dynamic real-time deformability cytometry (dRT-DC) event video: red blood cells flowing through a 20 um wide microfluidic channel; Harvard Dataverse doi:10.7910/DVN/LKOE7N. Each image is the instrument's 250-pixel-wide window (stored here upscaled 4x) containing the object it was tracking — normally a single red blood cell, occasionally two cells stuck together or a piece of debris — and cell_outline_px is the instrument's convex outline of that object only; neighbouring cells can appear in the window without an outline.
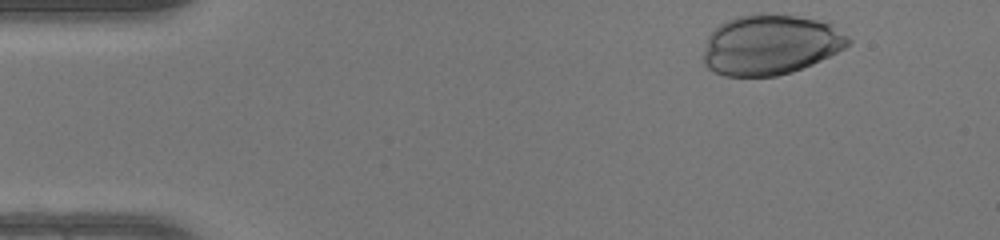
{"species": "human", "species_latin": "Homo sapiens", "temperature_condition": "warm", "stored_images_in_passage": 36, "camera_frame_rate_fps": 3000, "um_per_image_px": 0.085, "donor": {"sex": "female"}, "frame": {"image": 1, "passage_image": 1, "time_ms": 0.0, "image_size_px": [1000, 240], "cell_outline_px": [[852, 40], [844, 48], [812, 64], [792, 72], [776, 76], [724, 76], [708, 68], [704, 64], [704, 52], [708, 36], [720, 24], [736, 16], [756, 12], [768, 12], [796, 16], [816, 20], [828, 24], [848, 36]], "centroid_in_image_um": [65.45, 3.79], "position_along_channel_um": 19.6, "area_um2": 50.63}}
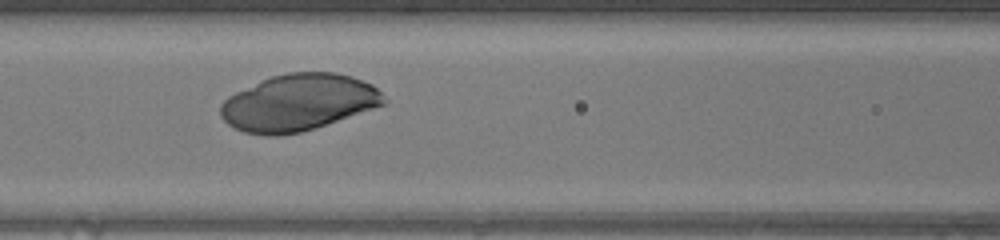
{"frame": {"image": 2, "passage_image": 17, "time_ms": 5.333, "image_size_px": [1000, 240], "cell_outline_px": [[388, 104], [316, 128], [300, 132], [280, 136], [264, 136], [244, 132], [228, 124], [220, 116], [220, 104], [228, 96], [236, 92], [272, 76], [288, 72], [336, 72], [352, 76], [372, 84], [388, 100]], "centroid_in_image_um": [25.4, 8.73], "position_along_channel_um": 141.2, "area_um2": 54.22}}
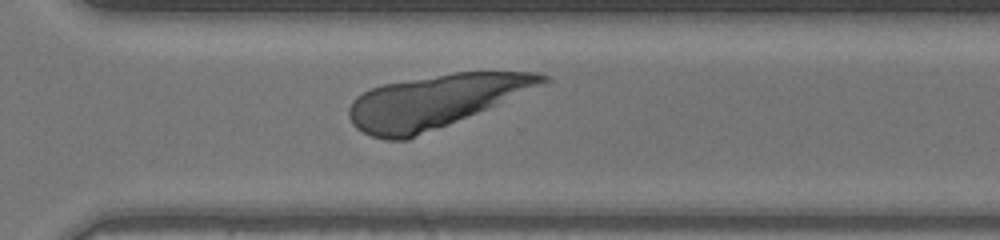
{"frame": {"image": 3, "passage_image": 31, "time_ms": 10.0, "image_size_px": [1000, 240], "cell_outline_px": [[552, 80], [476, 112], [408, 140], [388, 140], [372, 136], [356, 128], [352, 124], [348, 116], [348, 108], [352, 100], [356, 96], [372, 88], [384, 84], [452, 72], [536, 72], [548, 76]], "centroid_in_image_um": [36.89, 8.61], "position_along_channel_um": 333.7, "area_um2": 58.55}}